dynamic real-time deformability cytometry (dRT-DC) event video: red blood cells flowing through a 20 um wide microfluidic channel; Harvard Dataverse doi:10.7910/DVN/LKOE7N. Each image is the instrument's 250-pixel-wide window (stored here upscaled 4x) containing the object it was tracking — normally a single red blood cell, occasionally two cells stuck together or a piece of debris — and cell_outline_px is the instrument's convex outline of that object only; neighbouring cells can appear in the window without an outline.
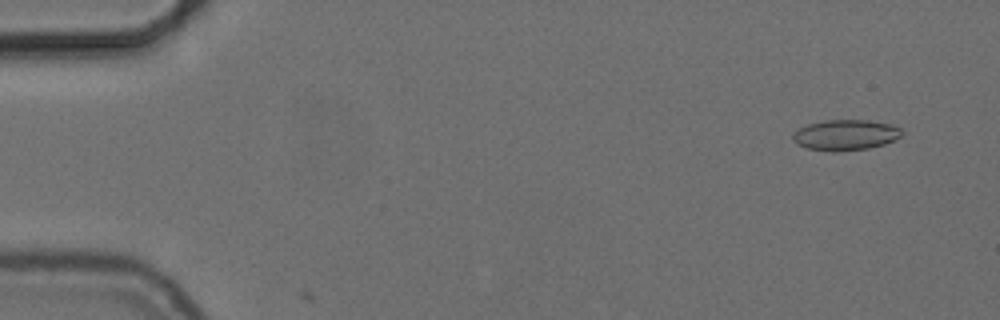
{"species": "common noctule bat (a hibernating species)", "species_latin": "Nyctalus noctula", "temperature_condition": "cold", "stored_images_in_passage": 55, "camera_frame_rate_fps": 3000, "um_per_image_px": 0.085, "animal": {"sex": "female", "body_mass_g": 24.6, "forearm_length_mm": 56.2}, "frame": {"image": 1, "passage_image": 4, "time_ms": 1.0, "image_size_px": [1000, 320], "cell_outline_px": [[904, 132], [900, 136], [884, 144], [868, 148], [836, 152], [832, 152], [808, 148], [796, 144], [792, 140], [792, 132], [808, 124], [828, 120], [868, 120], [892, 124], [900, 128]], "centroid_in_image_um": [71.85, 11.47], "position_along_channel_um": 13.2, "area_um2": 19.48}}
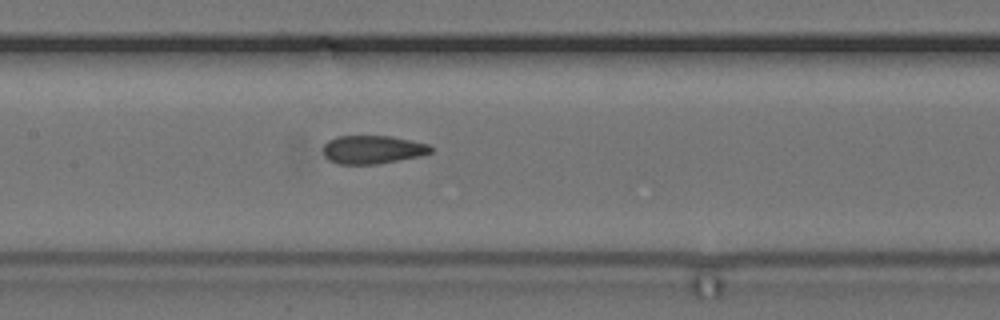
{"frame": {"image": 2, "passage_image": 27, "time_ms": 8.667, "image_size_px": [1000, 320], "cell_outline_px": [[432, 152], [420, 156], [380, 164], [336, 164], [328, 160], [324, 156], [324, 144], [328, 140], [336, 136], [392, 136], [412, 140], [428, 144], [432, 148]], "centroid_in_image_um": [31.66, 12.72], "position_along_channel_um": 175.7, "area_um2": 17.98}}
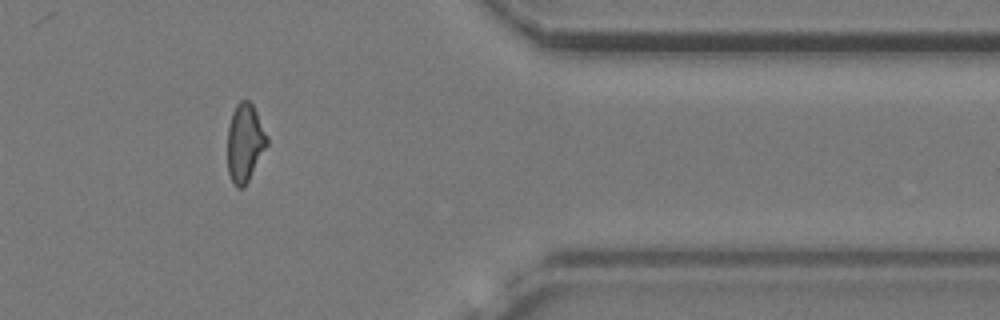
{"frame": {"image": 3, "passage_image": 46, "time_ms": 15.0, "image_size_px": [1000, 320], "cell_outline_px": [[268, 144], [244, 188], [236, 188], [228, 172], [228, 128], [232, 112], [236, 104], [240, 100], [248, 100], [252, 104], [268, 136]], "centroid_in_image_um": [20.81, 12.13], "position_along_channel_um": 390.6, "area_um2": 17.92}, "authors_computed_cell_mechanics": {"area_um2": 18.5538, "velocity_mm_per_s": 3.7305, "shape_relaxation_time_tau1_ms": null, "shape_relaxation_time_tau2_ms": 1.6751, "deformation_change_tau1": null, "deformation_change_tau2": 0.086}}